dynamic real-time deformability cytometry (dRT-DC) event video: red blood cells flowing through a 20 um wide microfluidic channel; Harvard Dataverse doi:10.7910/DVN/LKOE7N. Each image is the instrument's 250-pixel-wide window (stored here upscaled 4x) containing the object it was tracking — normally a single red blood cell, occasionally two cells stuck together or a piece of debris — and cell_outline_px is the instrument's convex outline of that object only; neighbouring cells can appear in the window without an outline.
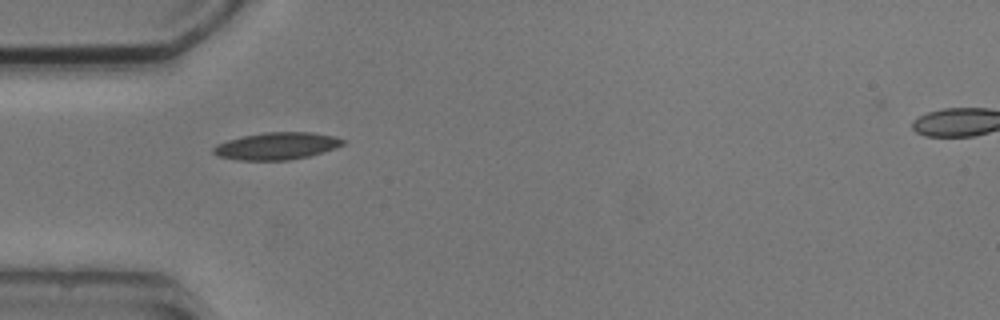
{"species": "common noctule bat (a hibernating species)", "species_latin": "Nyctalus noctula", "temperature_condition": "cold", "stored_images_in_passage": 2, "camera_frame_rate_fps": 3000, "um_per_image_px": 0.085, "animal": {"sex": "male", "body_mass_g": 20.5, "forearm_length_mm": 52.5}, "frame": {"image": 1, "passage_image": 1, "time_ms": 0.0, "image_size_px": [1000, 320], "cell_outline_px": [[348, 140], [344, 144], [336, 148], [308, 156], [288, 160], [240, 160], [216, 156], [212, 152], [212, 148], [216, 144], [228, 140], [244, 136], [264, 132], [312, 132], [336, 136]], "centroid_in_image_um": [23.54, 12.4], "position_along_channel_um": 61.5, "area_um2": 20.63}}